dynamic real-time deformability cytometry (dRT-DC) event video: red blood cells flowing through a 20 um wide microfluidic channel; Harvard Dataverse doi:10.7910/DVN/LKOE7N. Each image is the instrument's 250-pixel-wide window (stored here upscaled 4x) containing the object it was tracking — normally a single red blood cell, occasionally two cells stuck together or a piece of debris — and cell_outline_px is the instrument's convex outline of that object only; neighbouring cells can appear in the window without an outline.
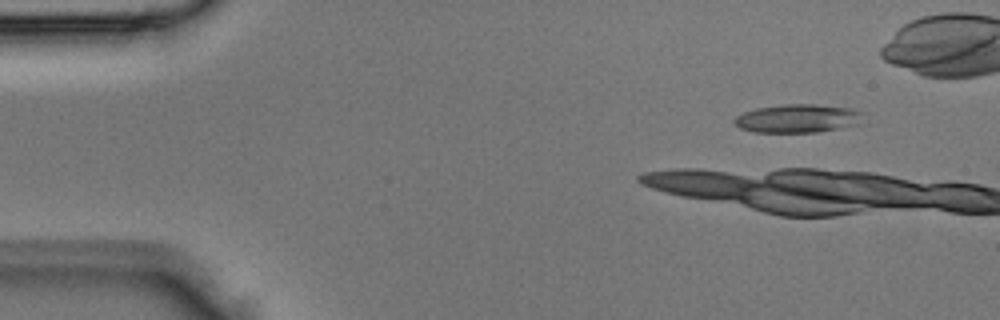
{"species": "Egyptian fruit bat (a non-hibernating species)", "species_latin": "Rousettus aegyptiacus", "temperature_condition": "room temperature", "stored_images_in_passage": 4, "camera_frame_rate_fps": 3000, "um_per_image_px": 0.085, "animal": {"sex": "male"}, "frame": {"image": 1, "passage_image": 1, "time_ms": 0.0, "image_size_px": [1000, 320], "cell_outline_px": [[864, 112], [860, 124], [816, 132], [756, 132], [740, 128], [732, 120], [736, 116], [744, 112], [756, 108], [784, 104], [816, 104], [852, 108]], "centroid_in_image_um": [67.83, 10.06], "position_along_channel_um": 17.2, "area_um2": 21.39}}